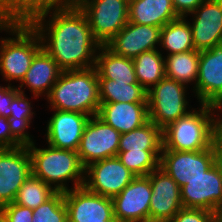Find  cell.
Masks as SVG:
<instances>
[{
  "instance_id": "10",
  "label": "cell",
  "mask_w": 222,
  "mask_h": 222,
  "mask_svg": "<svg viewBox=\"0 0 222 222\" xmlns=\"http://www.w3.org/2000/svg\"><path fill=\"white\" fill-rule=\"evenodd\" d=\"M120 135L98 115L90 117L77 150L82 165L117 156Z\"/></svg>"
},
{
  "instance_id": "34",
  "label": "cell",
  "mask_w": 222,
  "mask_h": 222,
  "mask_svg": "<svg viewBox=\"0 0 222 222\" xmlns=\"http://www.w3.org/2000/svg\"><path fill=\"white\" fill-rule=\"evenodd\" d=\"M168 222H218V214L204 209L183 207Z\"/></svg>"
},
{
  "instance_id": "40",
  "label": "cell",
  "mask_w": 222,
  "mask_h": 222,
  "mask_svg": "<svg viewBox=\"0 0 222 222\" xmlns=\"http://www.w3.org/2000/svg\"><path fill=\"white\" fill-rule=\"evenodd\" d=\"M216 144L219 151V159L222 163V130H216Z\"/></svg>"
},
{
  "instance_id": "33",
  "label": "cell",
  "mask_w": 222,
  "mask_h": 222,
  "mask_svg": "<svg viewBox=\"0 0 222 222\" xmlns=\"http://www.w3.org/2000/svg\"><path fill=\"white\" fill-rule=\"evenodd\" d=\"M32 222H68L64 192H56L46 202L33 209Z\"/></svg>"
},
{
  "instance_id": "30",
  "label": "cell",
  "mask_w": 222,
  "mask_h": 222,
  "mask_svg": "<svg viewBox=\"0 0 222 222\" xmlns=\"http://www.w3.org/2000/svg\"><path fill=\"white\" fill-rule=\"evenodd\" d=\"M11 115L7 118L11 134L22 144H33L31 136L26 129L29 128L33 118L31 102L26 98L24 92H18L10 104Z\"/></svg>"
},
{
  "instance_id": "4",
  "label": "cell",
  "mask_w": 222,
  "mask_h": 222,
  "mask_svg": "<svg viewBox=\"0 0 222 222\" xmlns=\"http://www.w3.org/2000/svg\"><path fill=\"white\" fill-rule=\"evenodd\" d=\"M200 107L199 111L191 109L162 129V150L202 151L216 142L214 105L200 104Z\"/></svg>"
},
{
  "instance_id": "41",
  "label": "cell",
  "mask_w": 222,
  "mask_h": 222,
  "mask_svg": "<svg viewBox=\"0 0 222 222\" xmlns=\"http://www.w3.org/2000/svg\"><path fill=\"white\" fill-rule=\"evenodd\" d=\"M214 109L217 110L219 109V112L222 110V103H216L214 105ZM215 124H216V130H222V119L217 117L215 119Z\"/></svg>"
},
{
  "instance_id": "28",
  "label": "cell",
  "mask_w": 222,
  "mask_h": 222,
  "mask_svg": "<svg viewBox=\"0 0 222 222\" xmlns=\"http://www.w3.org/2000/svg\"><path fill=\"white\" fill-rule=\"evenodd\" d=\"M164 58L166 78L176 80L186 86L191 82L196 85L200 51L192 50L171 54Z\"/></svg>"
},
{
  "instance_id": "27",
  "label": "cell",
  "mask_w": 222,
  "mask_h": 222,
  "mask_svg": "<svg viewBox=\"0 0 222 222\" xmlns=\"http://www.w3.org/2000/svg\"><path fill=\"white\" fill-rule=\"evenodd\" d=\"M133 60L137 82L149 91L165 75V58L158 49L141 53Z\"/></svg>"
},
{
  "instance_id": "44",
  "label": "cell",
  "mask_w": 222,
  "mask_h": 222,
  "mask_svg": "<svg viewBox=\"0 0 222 222\" xmlns=\"http://www.w3.org/2000/svg\"><path fill=\"white\" fill-rule=\"evenodd\" d=\"M218 222H222V208L220 212L218 213Z\"/></svg>"
},
{
  "instance_id": "15",
  "label": "cell",
  "mask_w": 222,
  "mask_h": 222,
  "mask_svg": "<svg viewBox=\"0 0 222 222\" xmlns=\"http://www.w3.org/2000/svg\"><path fill=\"white\" fill-rule=\"evenodd\" d=\"M148 177L152 189L149 222H168L183 208L181 188L160 167Z\"/></svg>"
},
{
  "instance_id": "9",
  "label": "cell",
  "mask_w": 222,
  "mask_h": 222,
  "mask_svg": "<svg viewBox=\"0 0 222 222\" xmlns=\"http://www.w3.org/2000/svg\"><path fill=\"white\" fill-rule=\"evenodd\" d=\"M184 208L204 209L218 214L222 208V163L218 159L202 176L181 187Z\"/></svg>"
},
{
  "instance_id": "16",
  "label": "cell",
  "mask_w": 222,
  "mask_h": 222,
  "mask_svg": "<svg viewBox=\"0 0 222 222\" xmlns=\"http://www.w3.org/2000/svg\"><path fill=\"white\" fill-rule=\"evenodd\" d=\"M193 88L200 104L215 105L222 99V44L200 51L198 79Z\"/></svg>"
},
{
  "instance_id": "7",
  "label": "cell",
  "mask_w": 222,
  "mask_h": 222,
  "mask_svg": "<svg viewBox=\"0 0 222 222\" xmlns=\"http://www.w3.org/2000/svg\"><path fill=\"white\" fill-rule=\"evenodd\" d=\"M76 4L85 13L94 38L106 45L128 20V0H79Z\"/></svg>"
},
{
  "instance_id": "35",
  "label": "cell",
  "mask_w": 222,
  "mask_h": 222,
  "mask_svg": "<svg viewBox=\"0 0 222 222\" xmlns=\"http://www.w3.org/2000/svg\"><path fill=\"white\" fill-rule=\"evenodd\" d=\"M10 222H32L33 209L9 203L0 208Z\"/></svg>"
},
{
  "instance_id": "43",
  "label": "cell",
  "mask_w": 222,
  "mask_h": 222,
  "mask_svg": "<svg viewBox=\"0 0 222 222\" xmlns=\"http://www.w3.org/2000/svg\"><path fill=\"white\" fill-rule=\"evenodd\" d=\"M0 222H10L1 210H0Z\"/></svg>"
},
{
  "instance_id": "29",
  "label": "cell",
  "mask_w": 222,
  "mask_h": 222,
  "mask_svg": "<svg viewBox=\"0 0 222 222\" xmlns=\"http://www.w3.org/2000/svg\"><path fill=\"white\" fill-rule=\"evenodd\" d=\"M100 103H147V91L140 84L98 79Z\"/></svg>"
},
{
  "instance_id": "31",
  "label": "cell",
  "mask_w": 222,
  "mask_h": 222,
  "mask_svg": "<svg viewBox=\"0 0 222 222\" xmlns=\"http://www.w3.org/2000/svg\"><path fill=\"white\" fill-rule=\"evenodd\" d=\"M55 193L54 188L31 174L18 190L13 203L35 209L50 199Z\"/></svg>"
},
{
  "instance_id": "32",
  "label": "cell",
  "mask_w": 222,
  "mask_h": 222,
  "mask_svg": "<svg viewBox=\"0 0 222 222\" xmlns=\"http://www.w3.org/2000/svg\"><path fill=\"white\" fill-rule=\"evenodd\" d=\"M161 152L162 150L118 151L117 157L136 176H148L159 167Z\"/></svg>"
},
{
  "instance_id": "8",
  "label": "cell",
  "mask_w": 222,
  "mask_h": 222,
  "mask_svg": "<svg viewBox=\"0 0 222 222\" xmlns=\"http://www.w3.org/2000/svg\"><path fill=\"white\" fill-rule=\"evenodd\" d=\"M218 159L219 151L215 142L202 151L162 150L159 167L181 188L187 181L202 176Z\"/></svg>"
},
{
  "instance_id": "11",
  "label": "cell",
  "mask_w": 222,
  "mask_h": 222,
  "mask_svg": "<svg viewBox=\"0 0 222 222\" xmlns=\"http://www.w3.org/2000/svg\"><path fill=\"white\" fill-rule=\"evenodd\" d=\"M135 177L136 175L115 156L93 162L85 167L83 186L92 193L113 198Z\"/></svg>"
},
{
  "instance_id": "19",
  "label": "cell",
  "mask_w": 222,
  "mask_h": 222,
  "mask_svg": "<svg viewBox=\"0 0 222 222\" xmlns=\"http://www.w3.org/2000/svg\"><path fill=\"white\" fill-rule=\"evenodd\" d=\"M89 118L79 112L55 110L47 124V143L55 148L77 151Z\"/></svg>"
},
{
  "instance_id": "24",
  "label": "cell",
  "mask_w": 222,
  "mask_h": 222,
  "mask_svg": "<svg viewBox=\"0 0 222 222\" xmlns=\"http://www.w3.org/2000/svg\"><path fill=\"white\" fill-rule=\"evenodd\" d=\"M50 9L44 0H0V16L12 25H31Z\"/></svg>"
},
{
  "instance_id": "13",
  "label": "cell",
  "mask_w": 222,
  "mask_h": 222,
  "mask_svg": "<svg viewBox=\"0 0 222 222\" xmlns=\"http://www.w3.org/2000/svg\"><path fill=\"white\" fill-rule=\"evenodd\" d=\"M68 222H117L112 198L88 191L84 186L64 192Z\"/></svg>"
},
{
  "instance_id": "45",
  "label": "cell",
  "mask_w": 222,
  "mask_h": 222,
  "mask_svg": "<svg viewBox=\"0 0 222 222\" xmlns=\"http://www.w3.org/2000/svg\"><path fill=\"white\" fill-rule=\"evenodd\" d=\"M79 0H72V4H74V3H76V2H78Z\"/></svg>"
},
{
  "instance_id": "39",
  "label": "cell",
  "mask_w": 222,
  "mask_h": 222,
  "mask_svg": "<svg viewBox=\"0 0 222 222\" xmlns=\"http://www.w3.org/2000/svg\"><path fill=\"white\" fill-rule=\"evenodd\" d=\"M51 8L65 7L72 4V0H44Z\"/></svg>"
},
{
  "instance_id": "18",
  "label": "cell",
  "mask_w": 222,
  "mask_h": 222,
  "mask_svg": "<svg viewBox=\"0 0 222 222\" xmlns=\"http://www.w3.org/2000/svg\"><path fill=\"white\" fill-rule=\"evenodd\" d=\"M161 28L128 22L107 44L116 55L134 59L143 52L157 49Z\"/></svg>"
},
{
  "instance_id": "26",
  "label": "cell",
  "mask_w": 222,
  "mask_h": 222,
  "mask_svg": "<svg viewBox=\"0 0 222 222\" xmlns=\"http://www.w3.org/2000/svg\"><path fill=\"white\" fill-rule=\"evenodd\" d=\"M186 20L179 17L161 28L159 45L169 51L168 55L195 50L192 29Z\"/></svg>"
},
{
  "instance_id": "17",
  "label": "cell",
  "mask_w": 222,
  "mask_h": 222,
  "mask_svg": "<svg viewBox=\"0 0 222 222\" xmlns=\"http://www.w3.org/2000/svg\"><path fill=\"white\" fill-rule=\"evenodd\" d=\"M190 23L194 48L208 50L220 44L222 38V0H204L193 12Z\"/></svg>"
},
{
  "instance_id": "3",
  "label": "cell",
  "mask_w": 222,
  "mask_h": 222,
  "mask_svg": "<svg viewBox=\"0 0 222 222\" xmlns=\"http://www.w3.org/2000/svg\"><path fill=\"white\" fill-rule=\"evenodd\" d=\"M27 147L32 175L40 178L56 192L69 191L66 183L70 180L74 182L73 189L84 185L85 167L77 151L55 148L49 144L48 148H37L35 143Z\"/></svg>"
},
{
  "instance_id": "6",
  "label": "cell",
  "mask_w": 222,
  "mask_h": 222,
  "mask_svg": "<svg viewBox=\"0 0 222 222\" xmlns=\"http://www.w3.org/2000/svg\"><path fill=\"white\" fill-rule=\"evenodd\" d=\"M186 87L165 77L147 91L149 120L164 129L178 118L186 116L190 112L187 111Z\"/></svg>"
},
{
  "instance_id": "2",
  "label": "cell",
  "mask_w": 222,
  "mask_h": 222,
  "mask_svg": "<svg viewBox=\"0 0 222 222\" xmlns=\"http://www.w3.org/2000/svg\"><path fill=\"white\" fill-rule=\"evenodd\" d=\"M47 99L53 111H73L90 117L98 115L100 96L95 66L62 71Z\"/></svg>"
},
{
  "instance_id": "1",
  "label": "cell",
  "mask_w": 222,
  "mask_h": 222,
  "mask_svg": "<svg viewBox=\"0 0 222 222\" xmlns=\"http://www.w3.org/2000/svg\"><path fill=\"white\" fill-rule=\"evenodd\" d=\"M47 16H50L48 21ZM31 26L38 33L42 48L62 71L95 66L101 44L94 38L85 13L76 3L50 9Z\"/></svg>"
},
{
  "instance_id": "38",
  "label": "cell",
  "mask_w": 222,
  "mask_h": 222,
  "mask_svg": "<svg viewBox=\"0 0 222 222\" xmlns=\"http://www.w3.org/2000/svg\"><path fill=\"white\" fill-rule=\"evenodd\" d=\"M203 2L204 0H172L175 11L180 17H187Z\"/></svg>"
},
{
  "instance_id": "14",
  "label": "cell",
  "mask_w": 222,
  "mask_h": 222,
  "mask_svg": "<svg viewBox=\"0 0 222 222\" xmlns=\"http://www.w3.org/2000/svg\"><path fill=\"white\" fill-rule=\"evenodd\" d=\"M151 183L148 176H136L112 198L117 222H149Z\"/></svg>"
},
{
  "instance_id": "23",
  "label": "cell",
  "mask_w": 222,
  "mask_h": 222,
  "mask_svg": "<svg viewBox=\"0 0 222 222\" xmlns=\"http://www.w3.org/2000/svg\"><path fill=\"white\" fill-rule=\"evenodd\" d=\"M98 79H110L116 82L139 84L131 58L116 55L105 45H101L96 54Z\"/></svg>"
},
{
  "instance_id": "36",
  "label": "cell",
  "mask_w": 222,
  "mask_h": 222,
  "mask_svg": "<svg viewBox=\"0 0 222 222\" xmlns=\"http://www.w3.org/2000/svg\"><path fill=\"white\" fill-rule=\"evenodd\" d=\"M11 85L12 84H9L7 87L0 86V116L5 118L10 117V104L15 95L19 92L17 87Z\"/></svg>"
},
{
  "instance_id": "22",
  "label": "cell",
  "mask_w": 222,
  "mask_h": 222,
  "mask_svg": "<svg viewBox=\"0 0 222 222\" xmlns=\"http://www.w3.org/2000/svg\"><path fill=\"white\" fill-rule=\"evenodd\" d=\"M172 0H130L128 9L129 22L164 27L178 19Z\"/></svg>"
},
{
  "instance_id": "5",
  "label": "cell",
  "mask_w": 222,
  "mask_h": 222,
  "mask_svg": "<svg viewBox=\"0 0 222 222\" xmlns=\"http://www.w3.org/2000/svg\"><path fill=\"white\" fill-rule=\"evenodd\" d=\"M7 32L15 37L0 40V72L5 81L21 83L42 49L41 39L31 25H13Z\"/></svg>"
},
{
  "instance_id": "21",
  "label": "cell",
  "mask_w": 222,
  "mask_h": 222,
  "mask_svg": "<svg viewBox=\"0 0 222 222\" xmlns=\"http://www.w3.org/2000/svg\"><path fill=\"white\" fill-rule=\"evenodd\" d=\"M61 73L62 70L56 61L42 48L34 56L25 78L18 86V90L22 92L25 85L30 89V92L32 91L34 97L38 98L43 93L47 97Z\"/></svg>"
},
{
  "instance_id": "12",
  "label": "cell",
  "mask_w": 222,
  "mask_h": 222,
  "mask_svg": "<svg viewBox=\"0 0 222 222\" xmlns=\"http://www.w3.org/2000/svg\"><path fill=\"white\" fill-rule=\"evenodd\" d=\"M31 174L27 146L0 148V208L14 202L18 190Z\"/></svg>"
},
{
  "instance_id": "25",
  "label": "cell",
  "mask_w": 222,
  "mask_h": 222,
  "mask_svg": "<svg viewBox=\"0 0 222 222\" xmlns=\"http://www.w3.org/2000/svg\"><path fill=\"white\" fill-rule=\"evenodd\" d=\"M162 149V129L151 120L139 128L120 135L118 151L142 152V150Z\"/></svg>"
},
{
  "instance_id": "20",
  "label": "cell",
  "mask_w": 222,
  "mask_h": 222,
  "mask_svg": "<svg viewBox=\"0 0 222 222\" xmlns=\"http://www.w3.org/2000/svg\"><path fill=\"white\" fill-rule=\"evenodd\" d=\"M98 116L119 133L141 127L148 118L147 103H100Z\"/></svg>"
},
{
  "instance_id": "37",
  "label": "cell",
  "mask_w": 222,
  "mask_h": 222,
  "mask_svg": "<svg viewBox=\"0 0 222 222\" xmlns=\"http://www.w3.org/2000/svg\"><path fill=\"white\" fill-rule=\"evenodd\" d=\"M21 145L11 134L7 118L0 116V148H15Z\"/></svg>"
},
{
  "instance_id": "42",
  "label": "cell",
  "mask_w": 222,
  "mask_h": 222,
  "mask_svg": "<svg viewBox=\"0 0 222 222\" xmlns=\"http://www.w3.org/2000/svg\"><path fill=\"white\" fill-rule=\"evenodd\" d=\"M13 25L4 17L0 16V31H8Z\"/></svg>"
}]
</instances>
